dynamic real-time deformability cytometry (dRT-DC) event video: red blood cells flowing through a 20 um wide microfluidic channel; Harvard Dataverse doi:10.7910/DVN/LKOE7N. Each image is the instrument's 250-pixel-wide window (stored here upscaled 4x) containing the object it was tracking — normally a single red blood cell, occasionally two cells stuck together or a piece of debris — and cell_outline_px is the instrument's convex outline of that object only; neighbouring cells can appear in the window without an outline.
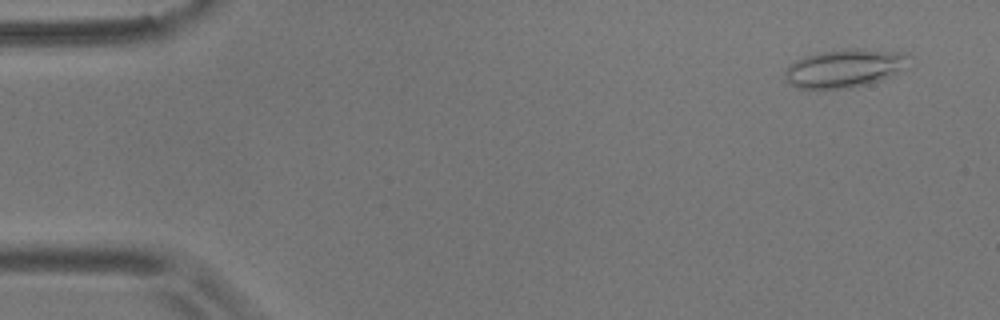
{"species": "common noctule bat (a hibernating species)", "species_latin": "Nyctalus noctula", "temperature_condition": "room temperature", "stored_images_in_passage": 55, "camera_frame_rate_fps": 3000, "um_per_image_px": 0.085, "animal": {"sex": "male", "body_mass_g": 17.9}, "frame": {"image": 1, "passage_image": 3, "time_ms": 0.667, "image_size_px": [1000, 320], "cell_outline_px": [[912, 56], [896, 72], [880, 80], [852, 88], [796, 88], [784, 76], [784, 72], [788, 64], [796, 60], [820, 52], [856, 48], [864, 48], [908, 52]], "centroid_in_image_um": [71.79, 5.78], "position_along_channel_um": 13.2, "area_um2": 27.4}}
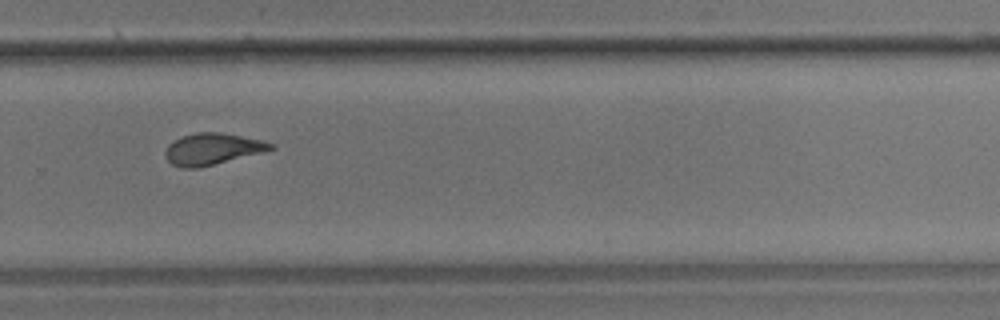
{"frame": {"image": 2, "passage_image": 37, "time_ms": 12.0, "image_size_px": [1000, 320], "cell_outline_px": [[276, 148], [264, 152], [196, 168], [180, 168], [172, 164], [168, 160], [164, 152], [168, 144], [184, 136], [196, 132], [220, 132], [260, 140], [272, 144]], "centroid_in_image_um": [18.03, 12.67], "position_along_channel_um": 311.8, "area_um2": 19.02}}
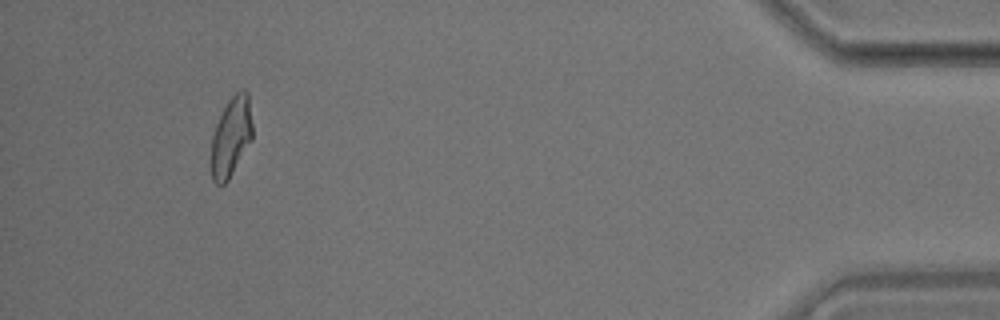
{"frame": {"image": 3, "passage_image": 51, "time_ms": 16.667, "image_size_px": [1000, 320], "cell_outline_px": [[252, 140], [228, 180], [224, 184], [216, 184], [212, 180], [212, 136], [216, 124], [228, 100], [240, 88], [244, 88], [248, 92], [252, 124]], "centroid_in_image_um": [19.66, 11.6], "position_along_channel_um": 415.5, "area_um2": 19.02}, "authors_computed_cell_mechanics": {"area_um2": 19.652, "velocity_mm_per_s": 3.6388, "shape_relaxation_time_tau1_ms": 9.3203, "shape_relaxation_time_tau2_ms": 2.3418, "deformation_change_tau1": 0.2058, "deformation_change_tau2": 0.0929}}